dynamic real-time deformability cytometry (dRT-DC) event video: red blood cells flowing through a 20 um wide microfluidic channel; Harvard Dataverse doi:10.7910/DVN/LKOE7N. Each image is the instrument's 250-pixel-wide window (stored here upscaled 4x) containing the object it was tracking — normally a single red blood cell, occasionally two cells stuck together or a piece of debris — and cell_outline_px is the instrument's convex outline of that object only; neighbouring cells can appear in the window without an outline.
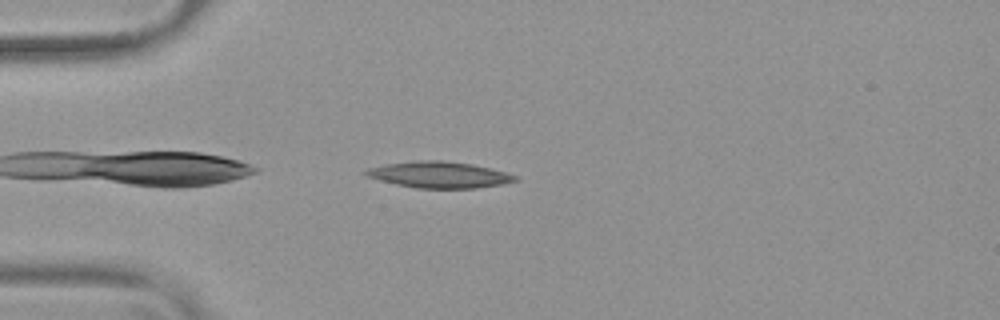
{"species": "common noctule bat (a hibernating species)", "species_latin": "Nyctalus noctula", "temperature_condition": "warm", "stored_images_in_passage": 41, "camera_frame_rate_fps": 3000, "um_per_image_px": 0.085, "animal": {"sex": "female", "body_mass_g": 19.9}, "frame": {"image": 1, "passage_image": 2, "time_ms": 0.333, "image_size_px": [1000, 320], "cell_outline_px": [[520, 180], [504, 184], [476, 188], [416, 188], [396, 184], [380, 180], [368, 176], [364, 172], [368, 168], [384, 164], [420, 160], [444, 160], [472, 164], [520, 176]], "centroid_in_image_um": [37.38, 14.85], "position_along_channel_um": 47.6, "area_um2": 22.83}}
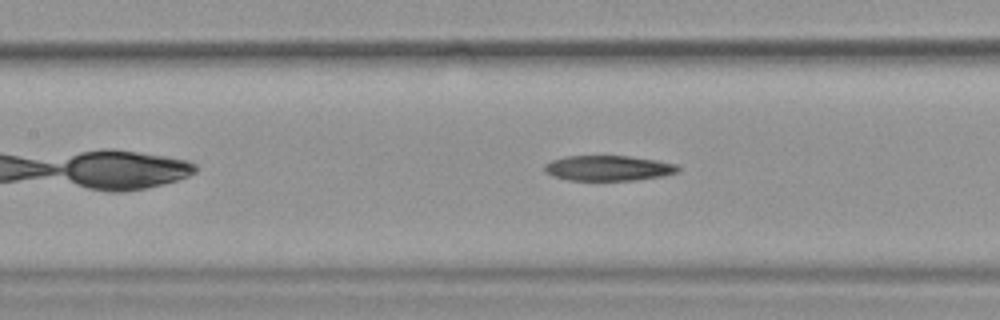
{"frame": {"image": 2, "passage_image": 12, "time_ms": 3.667, "image_size_px": [1000, 320], "cell_outline_px": [[680, 172], [664, 176], [636, 180], [568, 180], [552, 176], [544, 172], [544, 164], [552, 160], [564, 156], [628, 156], [656, 160], [676, 164], [680, 168]], "centroid_in_image_um": [51.71, 14.29], "position_along_channel_um": 155.7, "area_um2": 19.83}}
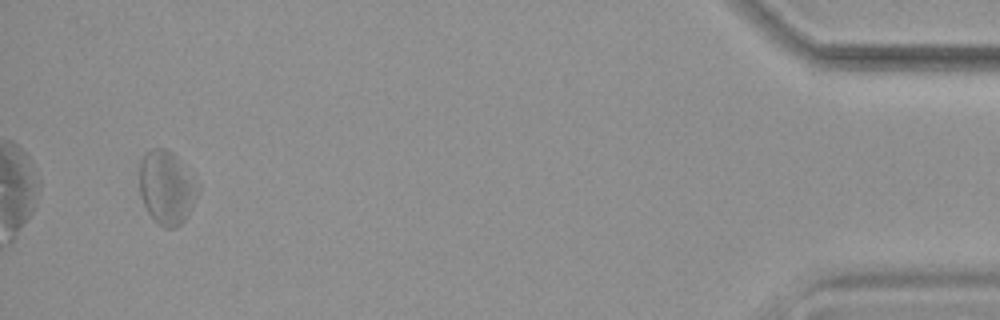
{"frame": {"image": 3, "passage_image": 39, "time_ms": 12.667, "image_size_px": [1000, 320], "cell_outline_px": [[200, 188], [184, 220], [176, 228], [164, 228], [148, 212], [140, 196], [140, 160], [152, 148], [164, 148], [172, 152], [180, 160], [200, 184]], "centroid_in_image_um": [14.17, 15.92], "position_along_channel_um": 421.0, "area_um2": 24.8}, "authors_computed_cell_mechanics": {"area_um2": 21.675, "velocity_mm_per_s": 3.7685, "shape_relaxation_time_tau1_ms": null, "shape_relaxation_time_tau2_ms": 5.3934, "deformation_change_tau1": null, "deformation_change_tau2": 0.1933}}